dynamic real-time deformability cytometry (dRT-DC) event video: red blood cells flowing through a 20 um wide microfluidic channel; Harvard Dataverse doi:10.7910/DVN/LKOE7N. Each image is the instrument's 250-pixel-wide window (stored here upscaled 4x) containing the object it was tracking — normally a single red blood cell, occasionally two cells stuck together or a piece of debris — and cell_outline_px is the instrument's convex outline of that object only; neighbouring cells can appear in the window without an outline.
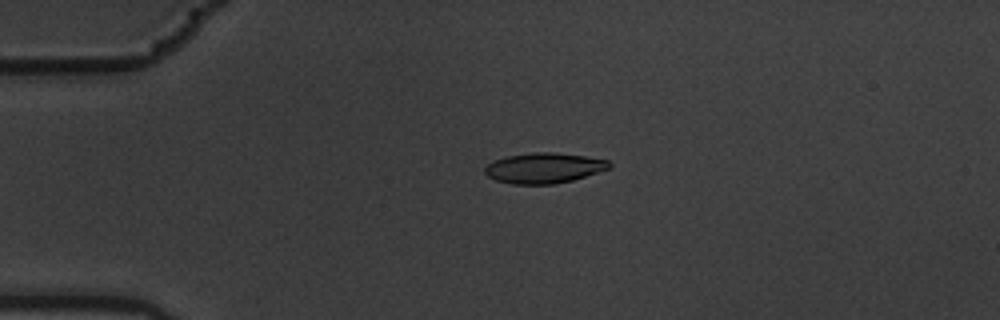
{"species": "common noctule bat (a hibernating species)", "species_latin": "Nyctalus noctula", "temperature_condition": "warm", "stored_images_in_passage": 15, "camera_frame_rate_fps": 3000, "um_per_image_px": 0.085, "animal": {"sex": "male", "body_mass_g": 19.5, "forearm_length_mm": 54.6}, "frame": {"image": 1, "passage_image": 4, "time_ms": 1.0, "image_size_px": [1000, 320], "cell_outline_px": [[612, 164], [608, 168], [572, 180], [556, 184], [512, 184], [496, 180], [488, 176], [484, 172], [484, 168], [488, 164], [496, 160], [508, 156], [532, 152], [552, 152], [584, 156], [608, 160]], "centroid_in_image_um": [46.21, 14.28], "position_along_channel_um": 38.8, "area_um2": 21.73}}
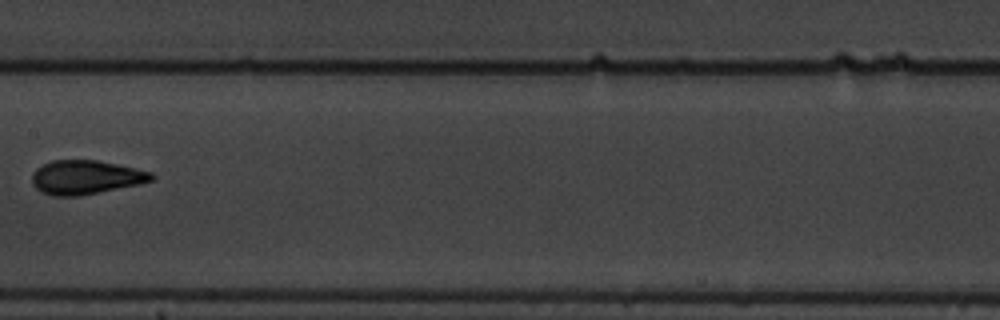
{"frame": {"image": 2, "passage_image": 8, "time_ms": 2.333, "image_size_px": [1000, 320], "cell_outline_px": [[156, 176], [152, 180], [140, 184], [80, 196], [52, 196], [40, 192], [32, 184], [32, 172], [36, 168], [52, 160], [96, 160], [116, 164], [152, 172]], "centroid_in_image_um": [7.26, 15.08], "position_along_channel_um": 200.1, "area_um2": 23.76}}
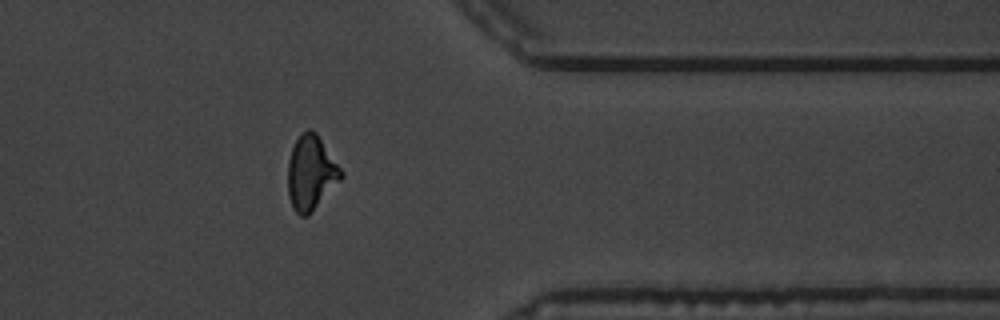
{"frame": {"image": 3, "passage_image": 13, "time_ms": 4.0, "image_size_px": [1000, 320], "cell_outline_px": [[344, 176], [308, 216], [300, 216], [292, 208], [288, 196], [288, 160], [292, 148], [296, 140], [308, 128], [312, 128], [316, 132], [344, 172]], "centroid_in_image_um": [26.43, 14.7], "position_along_channel_um": 385.0, "area_um2": 23.12}}